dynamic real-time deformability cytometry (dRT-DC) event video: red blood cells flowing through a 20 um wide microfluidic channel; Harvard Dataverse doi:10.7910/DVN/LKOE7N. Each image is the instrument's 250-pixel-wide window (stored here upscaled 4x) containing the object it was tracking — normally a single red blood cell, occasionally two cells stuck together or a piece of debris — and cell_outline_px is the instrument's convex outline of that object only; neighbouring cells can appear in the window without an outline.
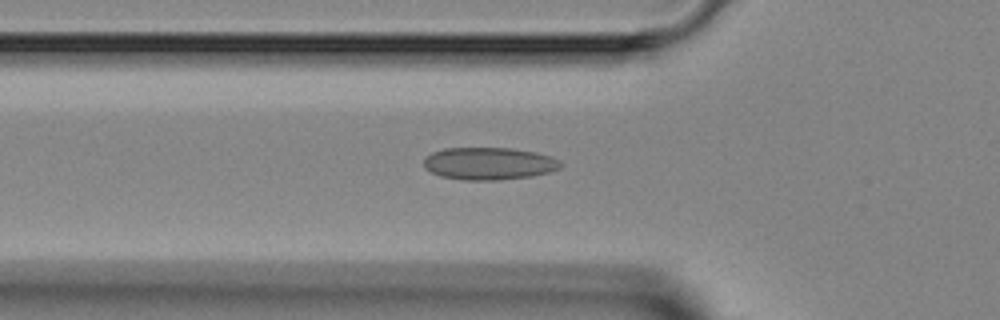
{"species": "Egyptian fruit bat (a non-hibernating species)", "species_latin": "Rousettus aegyptiacus", "temperature_condition": "room temperature", "stored_images_in_passage": 23, "camera_frame_rate_fps": 3000, "um_per_image_px": 0.085, "animal": {"sex": "female"}, "frame": {"image": 1, "passage_image": 6, "time_ms": 1.667, "image_size_px": [1000, 320], "cell_outline_px": [[564, 164], [560, 168], [548, 172], [532, 176], [500, 180], [464, 180], [440, 176], [424, 168], [424, 160], [432, 152], [444, 148], [512, 148], [536, 152], [552, 156], [560, 160]], "centroid_in_image_um": [41.6, 13.9], "position_along_channel_um": 84.2, "area_um2": 26.01}}
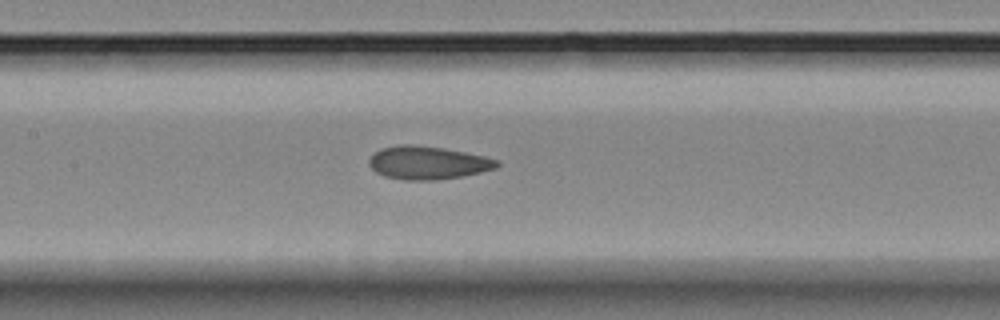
{"frame": {"image": 2, "passage_image": 12, "time_ms": 3.667, "image_size_px": [1000, 320], "cell_outline_px": [[500, 164], [496, 168], [480, 172], [460, 176], [436, 180], [404, 180], [384, 176], [376, 172], [368, 164], [368, 160], [380, 148], [400, 144], [412, 144], [444, 148], [484, 156], [500, 160]], "centroid_in_image_um": [36.35, 13.83], "position_along_channel_um": 171.1, "area_um2": 24.68}}
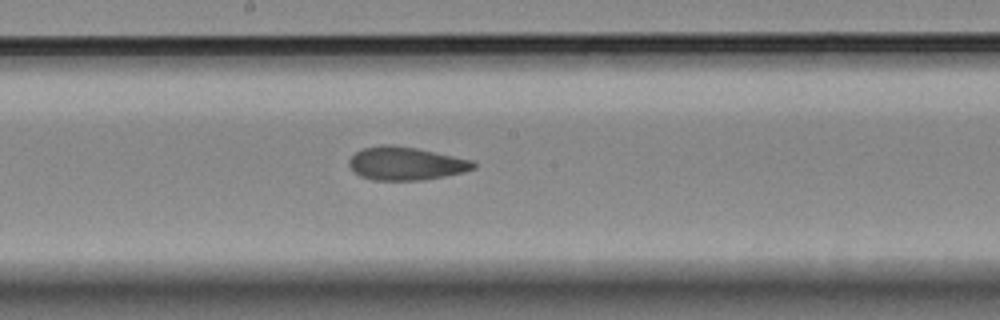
{"frame": {"image": 3, "passage_image": 15, "time_ms": 4.667, "image_size_px": [1000, 320], "cell_outline_px": [[476, 168], [464, 172], [444, 176], [420, 180], [372, 180], [360, 176], [348, 164], [348, 160], [356, 152], [364, 148], [384, 144], [392, 144], [416, 148], [472, 160], [476, 164]], "centroid_in_image_um": [34.5, 13.9], "position_along_channel_um": 213.7, "area_um2": 23.93}}